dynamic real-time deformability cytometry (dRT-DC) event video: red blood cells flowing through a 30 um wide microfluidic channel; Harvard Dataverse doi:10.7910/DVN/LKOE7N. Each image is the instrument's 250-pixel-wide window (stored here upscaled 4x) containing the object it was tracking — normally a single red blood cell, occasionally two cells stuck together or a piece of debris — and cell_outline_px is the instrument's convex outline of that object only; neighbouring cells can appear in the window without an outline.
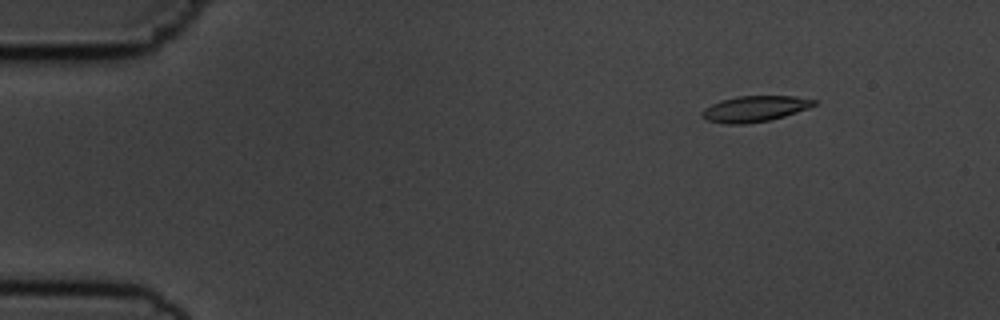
{"species": "common noctule bat (a hibernating species)", "species_latin": "Nyctalus noctula", "temperature_condition": "cold", "stored_images_in_passage": 5, "camera_frame_rate_fps": 3000, "um_per_image_px": 0.085, "animal": {"sex": "male", "body_mass_g": 19.5, "forearm_length_mm": 54.6}, "frame": {"image": 1, "passage_image": 2, "time_ms": 1.0, "image_size_px": [1000, 320], "cell_outline_px": [[820, 104], [784, 116], [768, 120], [744, 124], [724, 124], [704, 120], [700, 116], [700, 112], [704, 108], [720, 100], [740, 96], [796, 96], [820, 100]], "centroid_in_image_um": [64.16, 9.24], "position_along_channel_um": 20.8, "area_um2": 17.17}}
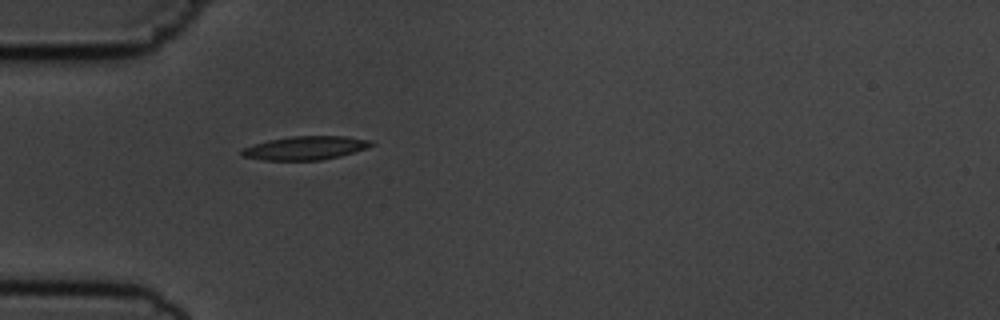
{"frame": {"image": 2, "passage_image": 5, "time_ms": 4.333, "image_size_px": [1000, 320], "cell_outline_px": [[376, 144], [340, 156], [320, 160], [264, 160], [240, 156], [240, 152], [244, 148], [268, 140], [292, 136], [344, 136], [372, 140]], "centroid_in_image_um": [25.95, 12.57], "position_along_channel_um": 59.0, "area_um2": 17.63}}